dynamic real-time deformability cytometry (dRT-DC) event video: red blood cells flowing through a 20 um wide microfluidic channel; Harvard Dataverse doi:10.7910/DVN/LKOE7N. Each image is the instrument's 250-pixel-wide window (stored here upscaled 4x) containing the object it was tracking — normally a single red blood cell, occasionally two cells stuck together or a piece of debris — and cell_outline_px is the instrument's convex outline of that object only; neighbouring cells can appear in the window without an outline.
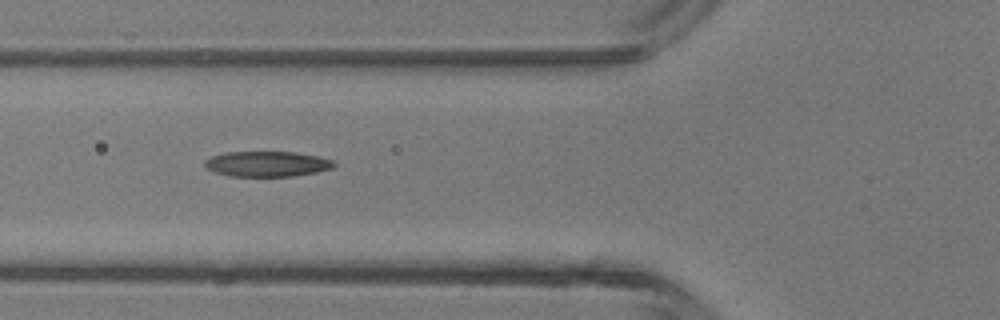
{"species": "common noctule bat (a hibernating species)", "species_latin": "Nyctalus noctula", "temperature_condition": "room temperature", "stored_images_in_passage": 5, "camera_frame_rate_fps": 3000, "um_per_image_px": 0.085, "animal": {"sex": "male", "body_mass_g": 13.3}, "frame": {"image": 1, "passage_image": 5, "time_ms": 1.333, "image_size_px": [1000, 320], "cell_outline_px": [[336, 164], [332, 168], [316, 172], [292, 176], [232, 176], [216, 172], [208, 168], [204, 164], [204, 160], [212, 156], [228, 152], [296, 152], [320, 156], [332, 160]], "centroid_in_image_um": [22.73, 13.92], "position_along_channel_um": 103.1, "area_um2": 18.96}}